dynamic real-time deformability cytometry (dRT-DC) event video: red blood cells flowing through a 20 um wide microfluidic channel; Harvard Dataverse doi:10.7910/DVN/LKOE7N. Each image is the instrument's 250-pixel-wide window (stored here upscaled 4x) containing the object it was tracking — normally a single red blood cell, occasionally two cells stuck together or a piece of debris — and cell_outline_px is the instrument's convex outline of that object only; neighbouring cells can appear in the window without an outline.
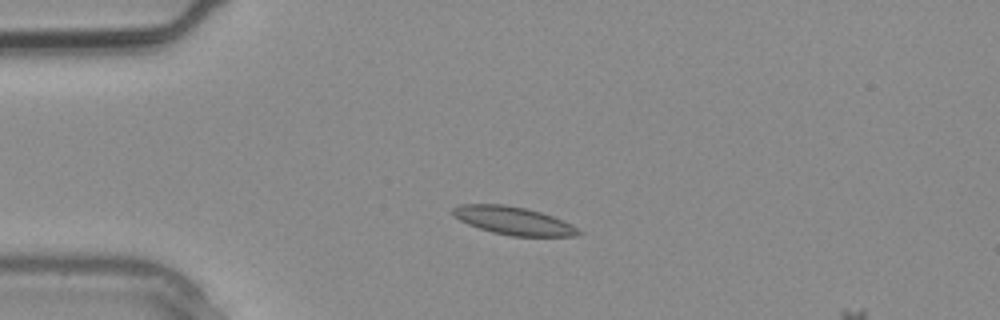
{"species": "common noctule bat (a hibernating species)", "species_latin": "Nyctalus noctula", "temperature_condition": "warm", "stored_images_in_passage": 3, "camera_frame_rate_fps": 3000, "um_per_image_px": 0.085, "animal": {"sex": "male", "body_mass_g": 20.4}, "frame": {"image": 1, "passage_image": 2, "time_ms": 0.333, "image_size_px": [1000, 320], "cell_outline_px": [[584, 232], [576, 236], [512, 236], [492, 232], [468, 224], [452, 216], [452, 208], [460, 204], [504, 204], [528, 208], [552, 216]], "centroid_in_image_um": [43.59, 18.75], "position_along_channel_um": 41.4, "area_um2": 20.4}}